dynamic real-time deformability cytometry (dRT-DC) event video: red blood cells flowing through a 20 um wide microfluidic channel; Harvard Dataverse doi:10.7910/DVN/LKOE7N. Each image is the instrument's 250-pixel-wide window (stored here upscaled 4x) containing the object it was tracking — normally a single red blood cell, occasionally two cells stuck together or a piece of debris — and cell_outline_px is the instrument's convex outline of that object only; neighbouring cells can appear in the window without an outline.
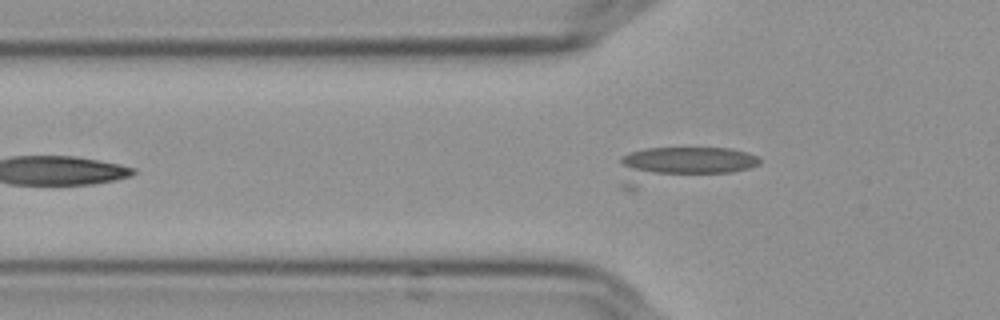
{"species": "Egyptian fruit bat (a non-hibernating species)", "species_latin": "Rousettus aegyptiacus", "temperature_condition": "cold", "stored_images_in_passage": 35, "camera_frame_rate_fps": 3000, "um_per_image_px": 0.085, "frame": {"image": 1, "passage_image": 7, "time_ms": 2.0, "image_size_px": [1000, 320], "cell_outline_px": [[760, 164], [748, 168], [732, 172], [636, 192], [628, 192], [620, 188], [620, 160], [628, 152], [648, 148], [728, 148], [748, 152], [760, 156]], "centroid_in_image_um": [57.73, 14.1], "position_along_channel_um": 68.1, "area_um2": 31.1}}
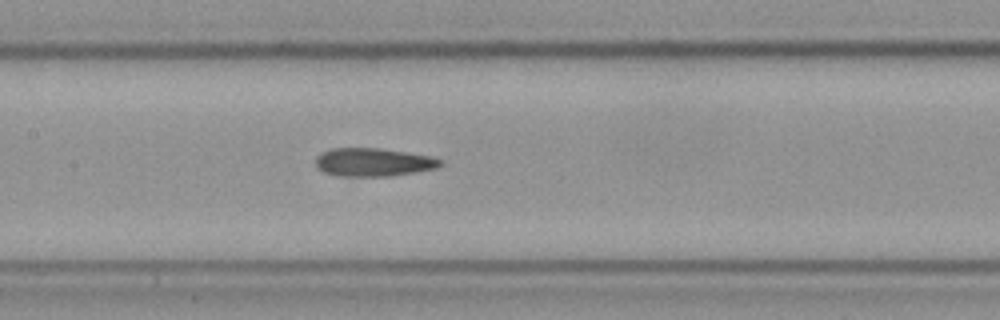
{"frame": {"image": 2, "passage_image": 16, "time_ms": 5.0, "image_size_px": [1000, 320], "cell_outline_px": [[444, 164], [436, 168], [416, 172], [388, 176], [340, 176], [324, 172], [316, 164], [316, 156], [332, 148], [380, 148], [432, 156], [444, 160]], "centroid_in_image_um": [31.79, 13.78], "position_along_channel_um": 175.6, "area_um2": 20.52}}
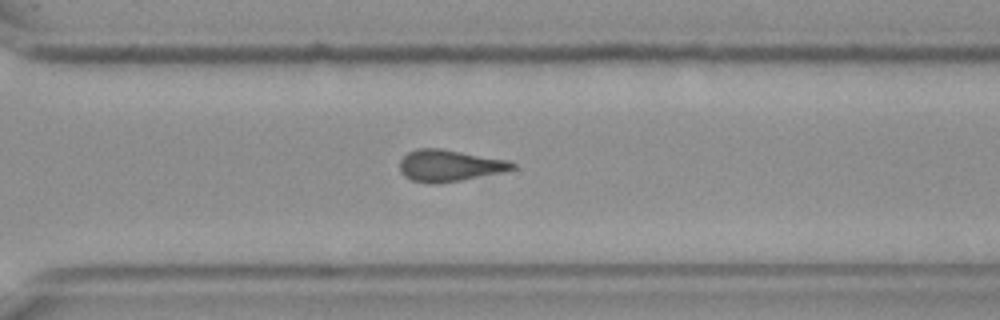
{"frame": {"image": 3, "passage_image": 29, "time_ms": 9.333, "image_size_px": [1000, 320], "cell_outline_px": [[516, 168], [500, 172], [460, 180], [436, 184], [412, 180], [404, 176], [400, 172], [400, 160], [408, 152], [416, 148], [440, 148], [508, 160], [516, 164]], "centroid_in_image_um": [38.17, 14.06], "position_along_channel_um": 332.4, "area_um2": 20.58}}